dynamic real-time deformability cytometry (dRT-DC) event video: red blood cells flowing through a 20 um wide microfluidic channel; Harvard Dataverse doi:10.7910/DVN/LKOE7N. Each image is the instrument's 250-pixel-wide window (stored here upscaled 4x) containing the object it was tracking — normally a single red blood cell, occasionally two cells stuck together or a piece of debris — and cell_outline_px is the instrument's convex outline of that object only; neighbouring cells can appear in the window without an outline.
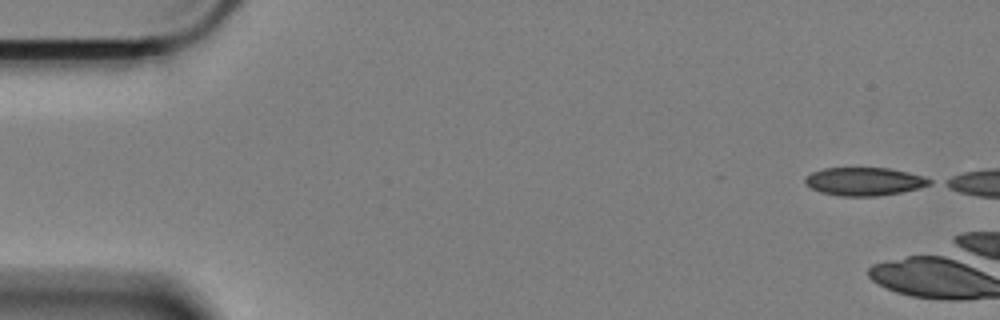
{"species": "Egyptian fruit bat (a non-hibernating species)", "species_latin": "Rousettus aegyptiacus", "temperature_condition": "cold", "stored_images_in_passage": 6, "camera_frame_rate_fps": 3000, "um_per_image_px": 0.085, "animal": {"sex": "female"}, "frame": {"image": 1, "passage_image": 1, "time_ms": 0.0, "image_size_px": [1000, 320], "cell_outline_px": [[932, 184], [900, 192], [876, 196], [840, 196], [820, 192], [804, 184], [804, 176], [812, 172], [824, 168], [888, 168], [908, 172], [924, 176], [932, 180]], "centroid_in_image_um": [73.42, 15.42], "position_along_channel_um": 11.6, "area_um2": 20.4}}